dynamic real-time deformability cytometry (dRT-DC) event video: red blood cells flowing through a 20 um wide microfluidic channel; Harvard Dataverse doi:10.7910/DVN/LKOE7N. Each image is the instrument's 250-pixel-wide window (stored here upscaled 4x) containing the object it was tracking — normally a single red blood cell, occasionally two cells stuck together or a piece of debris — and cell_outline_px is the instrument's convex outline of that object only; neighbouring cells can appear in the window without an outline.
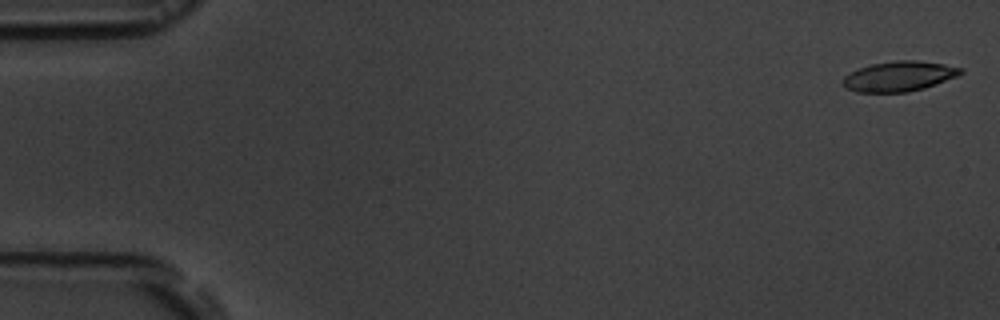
{"species": "common noctule bat (a hibernating species)", "species_latin": "Nyctalus noctula", "temperature_condition": "room temperature", "stored_images_in_passage": 4, "camera_frame_rate_fps": 3000, "um_per_image_px": 0.085, "animal": {"sex": "male", "body_mass_g": 19.5, "forearm_length_mm": 54.6}, "frame": {"image": 1, "passage_image": 1, "time_ms": 0.0, "image_size_px": [1000, 320], "cell_outline_px": [[964, 72], [960, 76], [924, 88], [908, 92], [856, 92], [844, 88], [840, 84], [844, 76], [860, 68], [872, 64], [896, 60], [916, 60], [944, 64], [964, 68]], "centroid_in_image_um": [76.44, 6.49], "position_along_channel_um": 8.6, "area_um2": 20.87}}